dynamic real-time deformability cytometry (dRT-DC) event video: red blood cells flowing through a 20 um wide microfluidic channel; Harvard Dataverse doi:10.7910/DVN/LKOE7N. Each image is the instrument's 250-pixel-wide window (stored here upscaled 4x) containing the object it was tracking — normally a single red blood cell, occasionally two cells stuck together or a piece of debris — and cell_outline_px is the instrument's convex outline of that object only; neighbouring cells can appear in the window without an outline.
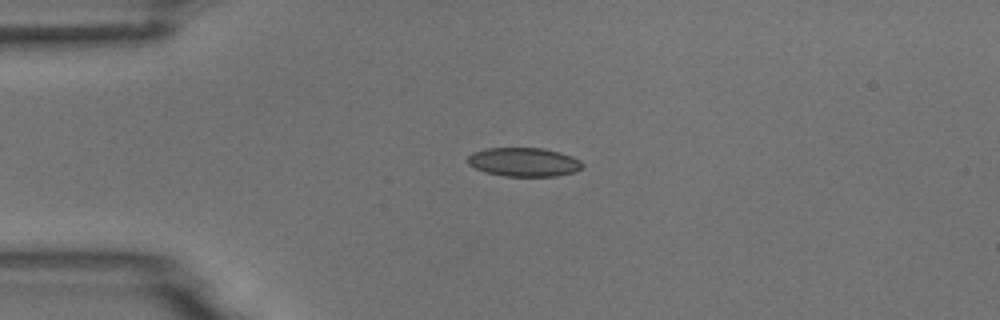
{"species": "common noctule bat (a hibernating species)", "species_latin": "Nyctalus noctula", "temperature_condition": "room temperature", "stored_images_in_passage": 2, "camera_frame_rate_fps": 3000, "um_per_image_px": 0.085, "animal": {"sex": "male", "body_mass_g": 18.8}, "frame": {"image": 1, "passage_image": 1, "time_ms": 0.0, "image_size_px": [1000, 320], "cell_outline_px": [[584, 164], [576, 172], [556, 176], [504, 176], [484, 172], [468, 164], [468, 156], [472, 152], [484, 148], [544, 148], [560, 152], [572, 156], [580, 160]], "centroid_in_image_um": [44.53, 13.77], "position_along_channel_um": 40.5, "area_um2": 19.42}}